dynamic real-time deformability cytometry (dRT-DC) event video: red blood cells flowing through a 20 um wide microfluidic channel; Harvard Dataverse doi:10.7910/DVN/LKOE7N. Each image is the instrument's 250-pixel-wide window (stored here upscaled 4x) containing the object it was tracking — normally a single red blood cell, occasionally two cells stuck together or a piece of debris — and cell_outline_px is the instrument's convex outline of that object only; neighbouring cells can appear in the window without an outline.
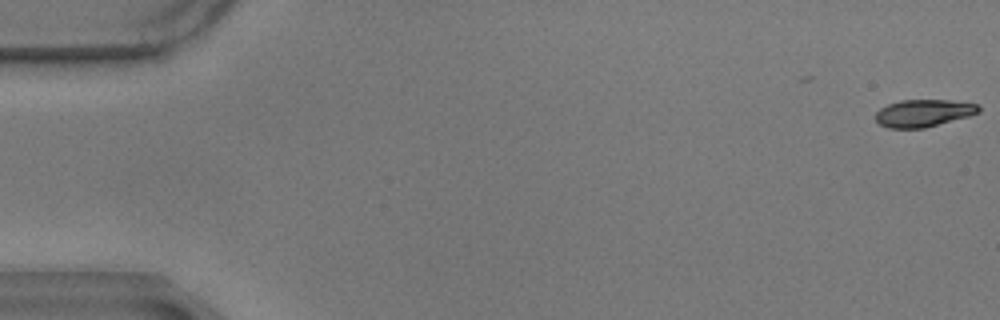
{"species": "common noctule bat (a hibernating species)", "species_latin": "Nyctalus noctula", "temperature_condition": "warm", "stored_images_in_passage": 49, "camera_frame_rate_fps": 3000, "um_per_image_px": 0.085, "animal": {"sex": "male", "body_mass_g": 17.9}, "frame": {"image": 1, "passage_image": 1, "time_ms": 0.0, "image_size_px": [1000, 320], "cell_outline_px": [[980, 112], [968, 116], [924, 128], [888, 128], [880, 124], [876, 120], [876, 112], [880, 108], [888, 104], [900, 100], [948, 100], [980, 104]], "centroid_in_image_um": [78.5, 9.6], "position_along_channel_um": 6.5, "area_um2": 16.36}}
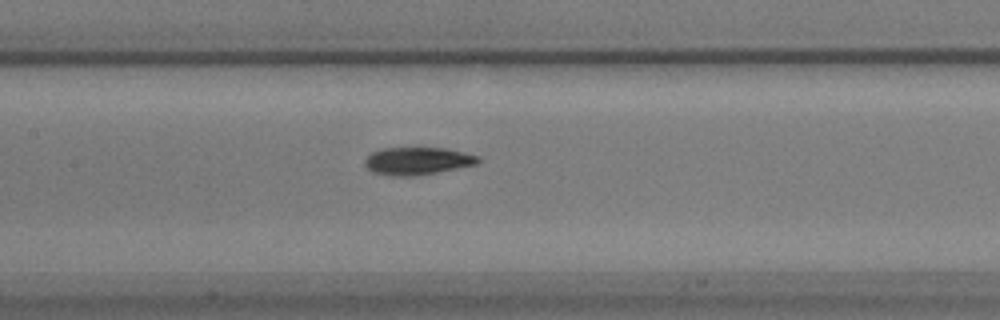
{"frame": {"image": 2, "passage_image": 28, "time_ms": 9.0, "image_size_px": [1000, 320], "cell_outline_px": [[480, 160], [476, 164], [436, 172], [412, 176], [392, 176], [372, 172], [364, 164], [364, 160], [372, 152], [380, 148], [448, 148], [480, 156]], "centroid_in_image_um": [35.47, 13.67], "position_along_channel_um": 171.9, "area_um2": 18.15}}
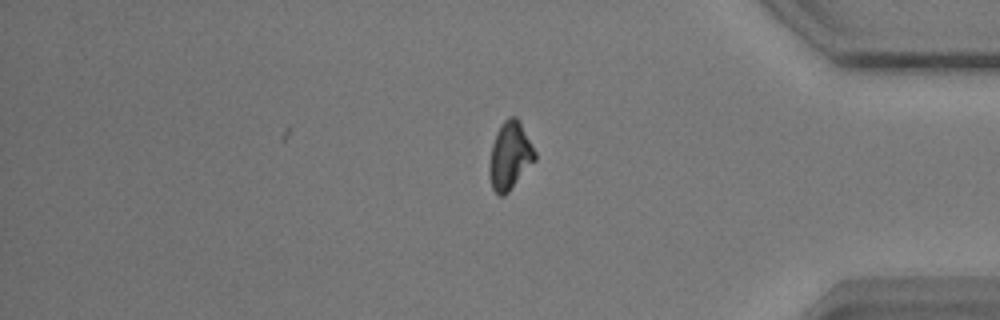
{"frame": {"image": 3, "passage_image": 49, "time_ms": 16.0, "image_size_px": [1000, 320], "cell_outline_px": [[536, 160], [508, 192], [504, 196], [500, 196], [492, 188], [488, 176], [488, 164], [492, 144], [496, 132], [504, 120], [508, 116], [516, 116], [536, 152]], "centroid_in_image_um": [43.31, 13.26], "position_along_channel_um": 391.9, "area_um2": 18.03}, "authors_computed_cell_mechanics": {"area_um2": 18.0336, "velocity_mm_per_s": 3.4793, "shape_relaxation_time_tau1_ms": 8.5905, "shape_relaxation_time_tau2_ms": 4.7899, "deformation_change_tau1": 0.2128, "deformation_change_tau2": 0.0839}}